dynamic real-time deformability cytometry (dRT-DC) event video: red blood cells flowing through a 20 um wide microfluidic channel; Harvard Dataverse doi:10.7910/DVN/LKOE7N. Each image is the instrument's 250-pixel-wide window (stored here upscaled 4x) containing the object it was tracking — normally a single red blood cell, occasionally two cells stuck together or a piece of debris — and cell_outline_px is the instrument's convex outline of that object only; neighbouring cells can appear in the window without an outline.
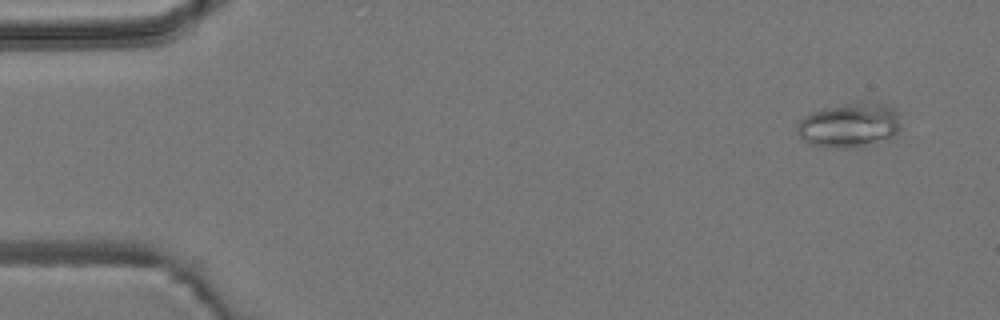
{"species": "common noctule bat (a hibernating species)", "species_latin": "Nyctalus noctula", "temperature_condition": "room temperature", "stored_images_in_passage": 5, "camera_frame_rate_fps": 3000, "um_per_image_px": 0.085, "animal": {"sex": "male", "body_mass_g": 19.2, "forearm_length_mm": 51.8}, "frame": {"image": 1, "passage_image": 1, "time_ms": 0.0, "image_size_px": [1000, 320], "cell_outline_px": [[900, 128], [892, 136], [860, 148], [828, 148], [808, 144], [796, 132], [796, 128], [800, 120], [804, 116], [812, 112], [856, 100], [880, 100], [888, 104], [900, 116]], "centroid_in_image_um": [72.22, 10.61], "position_along_channel_um": 12.8, "area_um2": 27.69}}